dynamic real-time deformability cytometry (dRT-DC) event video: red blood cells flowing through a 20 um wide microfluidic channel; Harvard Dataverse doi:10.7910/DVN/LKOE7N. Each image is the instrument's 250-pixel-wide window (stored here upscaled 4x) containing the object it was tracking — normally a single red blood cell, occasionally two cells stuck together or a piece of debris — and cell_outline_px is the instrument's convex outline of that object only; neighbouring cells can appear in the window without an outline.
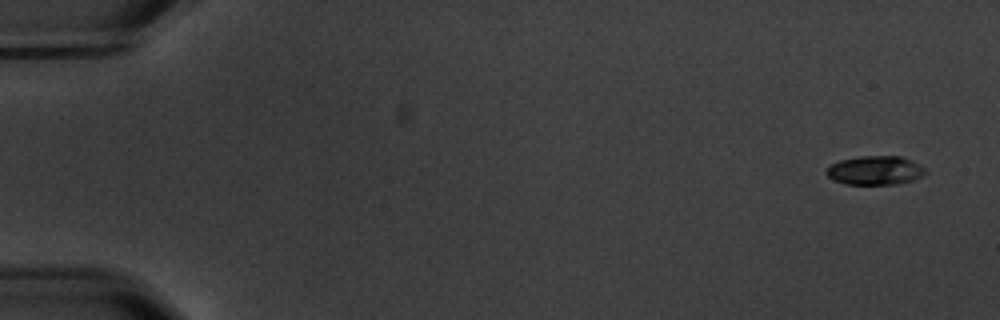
{"species": "common noctule bat (a hibernating species)", "species_latin": "Nyctalus noctula", "temperature_condition": "warm", "stored_images_in_passage": 9, "camera_frame_rate_fps": 3000, "um_per_image_px": 0.085, "animal": {"sex": "male", "body_mass_g": 20.1, "forearm_length_mm": 53.5}, "frame": {"image": 1, "passage_image": 1, "time_ms": 0.0, "image_size_px": [1000, 320], "cell_outline_px": [[928, 172], [912, 180], [896, 184], [844, 184], [832, 180], [828, 176], [828, 168], [832, 164], [840, 160], [860, 156], [900, 156], [924, 168]], "centroid_in_image_um": [74.36, 14.49], "position_along_channel_um": 10.6, "area_um2": 16.36}}
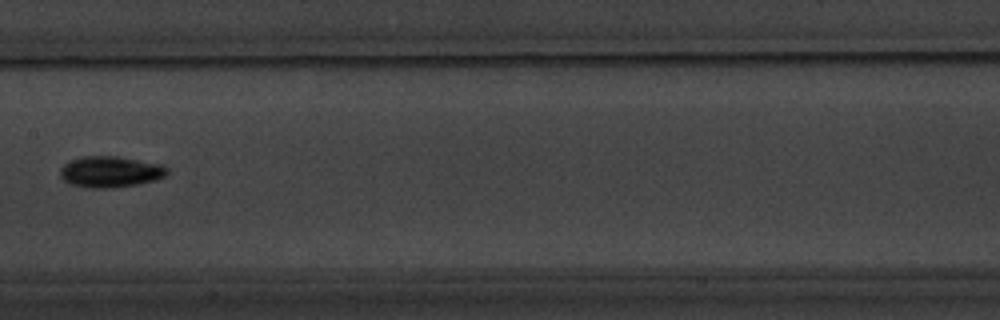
{"frame": {"image": 2, "passage_image": 8, "time_ms": 9.333, "image_size_px": [1000, 320], "cell_outline_px": [[168, 172], [164, 176], [156, 180], [136, 184], [112, 188], [92, 188], [72, 184], [64, 180], [60, 176], [60, 168], [64, 164], [72, 160], [84, 156], [116, 156], [164, 164], [168, 168]], "centroid_in_image_um": [9.41, 14.59], "position_along_channel_um": 198.0, "area_um2": 19.36}}